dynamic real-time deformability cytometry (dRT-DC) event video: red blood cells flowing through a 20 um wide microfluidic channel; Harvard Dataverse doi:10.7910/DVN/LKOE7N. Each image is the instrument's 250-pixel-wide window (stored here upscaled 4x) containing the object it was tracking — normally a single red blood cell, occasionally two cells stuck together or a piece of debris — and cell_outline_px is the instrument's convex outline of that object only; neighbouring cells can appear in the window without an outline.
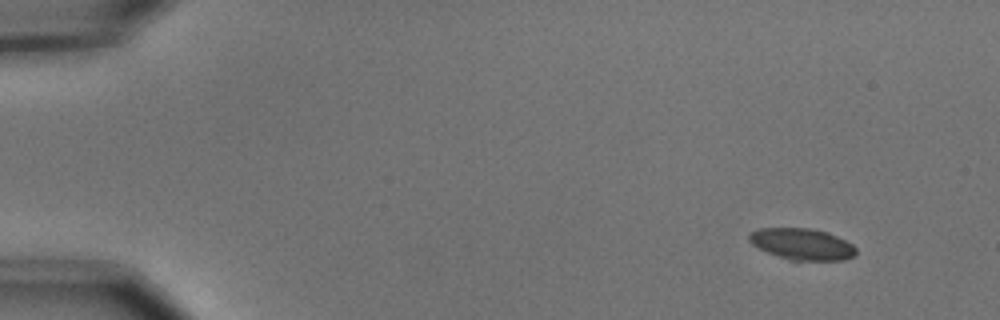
{"species": "common noctule bat (a hibernating species)", "species_latin": "Nyctalus noctula", "temperature_condition": "cold", "stored_images_in_passage": 14, "camera_frame_rate_fps": 3000, "um_per_image_px": 0.085, "animal": {"sex": "male", "body_mass_g": 15.6}, "frame": {"image": 1, "passage_image": 1, "time_ms": 0.0, "image_size_px": [1000, 320], "cell_outline_px": [[856, 256], [844, 260], [788, 260], [768, 252], [752, 244], [748, 240], [748, 236], [752, 232], [760, 228], [812, 228], [828, 232], [852, 244], [856, 248]], "centroid_in_image_um": [68.2, 20.75], "position_along_channel_um": 16.8, "area_um2": 19.54}}
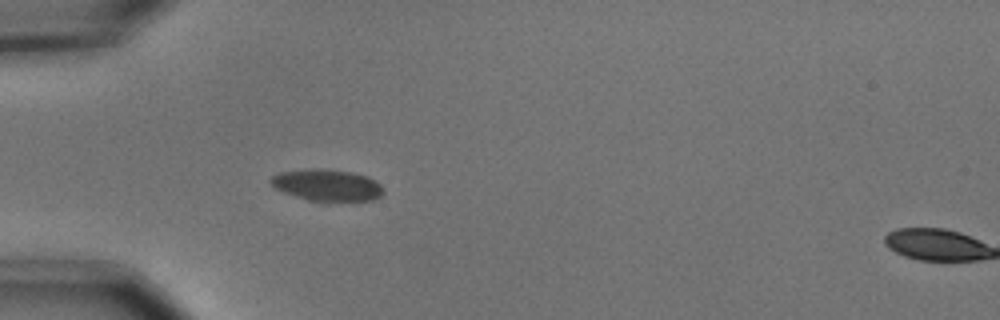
{"frame": {"image": 2, "passage_image": 13, "time_ms": 4.0, "image_size_px": [1000, 320], "cell_outline_px": [[384, 192], [380, 196], [372, 200], [328, 204], [324, 204], [308, 200], [284, 192], [276, 188], [268, 180], [272, 176], [280, 172], [312, 168], [320, 168], [352, 172], [368, 176], [380, 184], [384, 188]], "centroid_in_image_um": [27.84, 15.78], "position_along_channel_um": 57.2, "area_um2": 21.5}}